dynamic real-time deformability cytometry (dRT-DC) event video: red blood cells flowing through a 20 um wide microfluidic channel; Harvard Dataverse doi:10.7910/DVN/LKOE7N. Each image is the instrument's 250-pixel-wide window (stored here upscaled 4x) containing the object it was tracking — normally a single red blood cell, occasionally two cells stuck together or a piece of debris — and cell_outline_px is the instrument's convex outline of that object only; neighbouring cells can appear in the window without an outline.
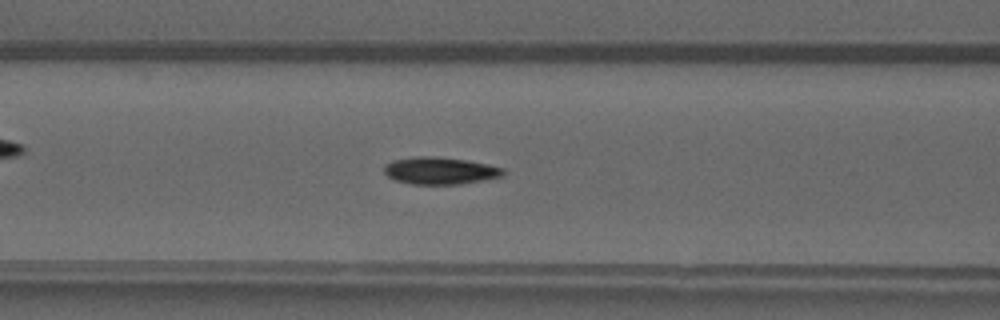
{"species": "common noctule bat (a hibernating species)", "species_latin": "Nyctalus noctula", "temperature_condition": "warm", "stored_images_in_passage": 38, "camera_frame_rate_fps": 3000, "um_per_image_px": 0.085, "animal": {"sex": "male", "forearm_length_mm": 52.5}, "frame": {"image": 1, "passage_image": 9, "time_ms": 2.667, "image_size_px": [1000, 320], "cell_outline_px": [[504, 176], [484, 180], [460, 184], [412, 184], [396, 180], [388, 176], [384, 172], [384, 164], [392, 160], [424, 156], [428, 156], [464, 160], [488, 164], [504, 168]], "centroid_in_image_um": [37.41, 14.52], "position_along_channel_um": 129.2, "area_um2": 18.67}}
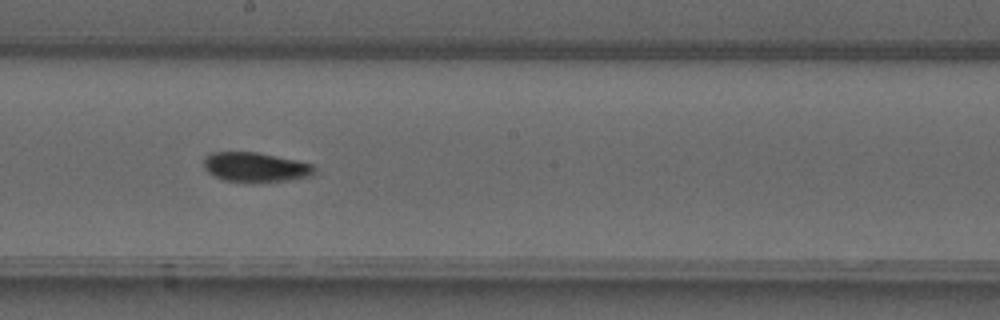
{"frame": {"image": 2, "passage_image": 16, "time_ms": 5.0, "image_size_px": [1000, 320], "cell_outline_px": [[316, 172], [312, 176], [288, 180], [224, 180], [208, 172], [204, 168], [204, 156], [212, 152], [256, 152], [296, 160], [312, 164], [316, 168]], "centroid_in_image_um": [21.73, 14.17], "position_along_channel_um": 226.5, "area_um2": 18.55}}
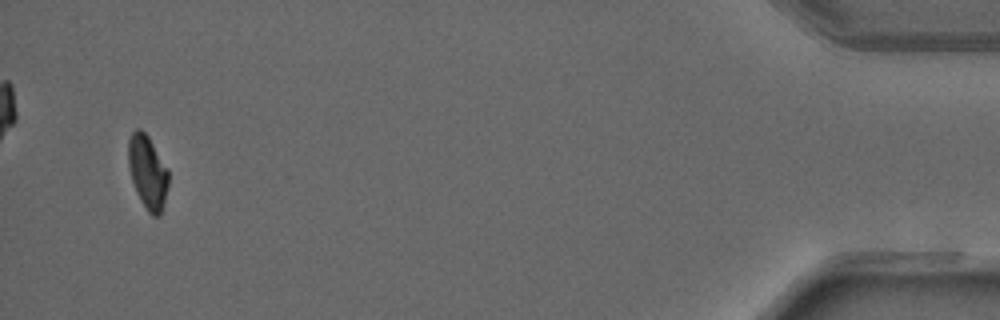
{"frame": {"image": 3, "passage_image": 36, "time_ms": 11.667, "image_size_px": [1000, 320], "cell_outline_px": [[168, 184], [160, 216], [152, 216], [148, 212], [140, 200], [132, 180], [128, 164], [128, 140], [132, 132], [136, 128], [140, 128], [148, 136], [168, 168]], "centroid_in_image_um": [12.54, 14.61], "position_along_channel_um": 422.7, "area_um2": 17.11}, "authors_computed_cell_mechanics": {"area_um2": 18.5249, "velocity_mm_per_s": 4.1803, "shape_relaxation_time_tau1_ms": 5.3894, "shape_relaxation_time_tau2_ms": 2.2687, "deformation_change_tau1": 0.1731, "deformation_change_tau2": 0.0662}}